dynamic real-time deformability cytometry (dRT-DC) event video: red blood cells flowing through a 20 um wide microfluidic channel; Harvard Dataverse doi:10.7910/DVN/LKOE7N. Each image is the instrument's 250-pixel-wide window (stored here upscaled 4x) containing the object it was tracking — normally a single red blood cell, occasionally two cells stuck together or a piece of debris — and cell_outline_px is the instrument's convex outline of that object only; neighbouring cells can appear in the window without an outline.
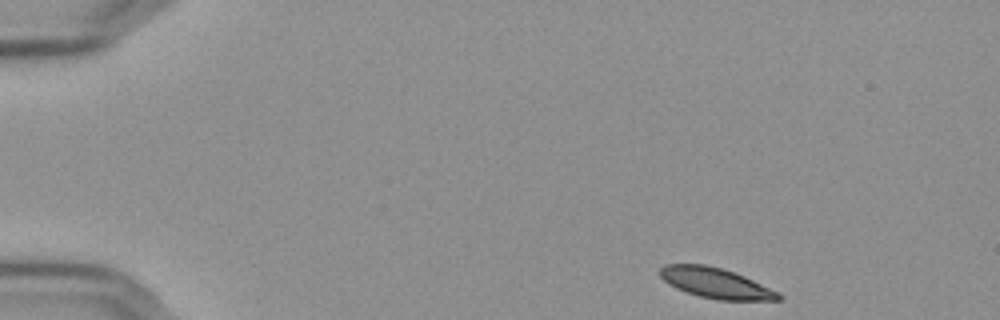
{"species": "Egyptian fruit bat (a non-hibernating species)", "species_latin": "Rousettus aegyptiacus", "temperature_condition": "cold", "stored_images_in_passage": 50, "camera_frame_rate_fps": 3000, "um_per_image_px": 0.085, "frame": {"image": 1, "passage_image": 1, "time_ms": 0.0, "image_size_px": [1000, 320], "cell_outline_px": [[784, 296], [780, 300], [716, 300], [684, 292], [668, 284], [660, 276], [660, 268], [664, 264], [704, 264], [720, 268], [744, 276], [780, 292]], "centroid_in_image_um": [60.84, 24.07], "position_along_channel_um": 24.2, "area_um2": 20.98}}
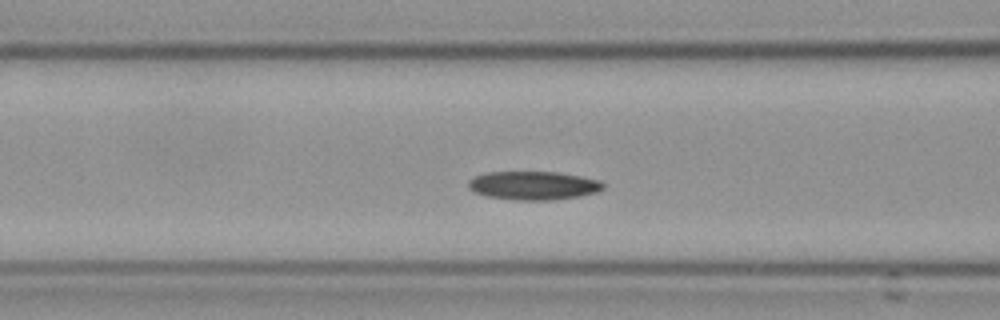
{"frame": {"image": 2, "passage_image": 17, "time_ms": 5.333, "image_size_px": [1000, 320], "cell_outline_px": [[604, 188], [596, 192], [580, 196], [552, 200], [516, 200], [488, 196], [472, 192], [468, 188], [468, 180], [472, 176], [488, 172], [556, 172], [580, 176], [600, 180], [604, 184]], "centroid_in_image_um": [45.3, 15.77], "position_along_channel_um": 121.3, "area_um2": 22.54}}
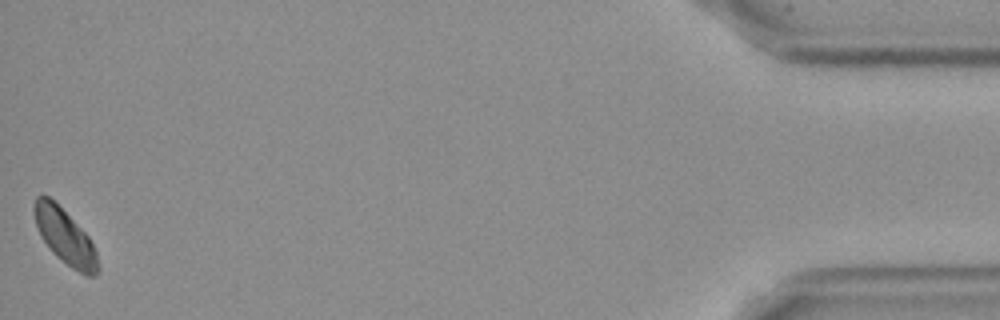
{"frame": {"image": 3, "passage_image": 50, "time_ms": 16.333, "image_size_px": [1000, 320], "cell_outline_px": [[100, 268], [96, 276], [84, 276], [72, 268], [56, 256], [52, 252], [40, 236], [36, 224], [32, 208], [36, 196], [48, 196], [88, 236], [96, 252]], "centroid_in_image_um": [5.52, 20.17], "position_along_channel_um": 429.7, "area_um2": 20.17}, "authors_computed_cell_mechanics": {"area_um2": 21.7906, "velocity_mm_per_s": 3.5831, "shape_relaxation_time_tau1_ms": 10.5028, "shape_relaxation_time_tau2_ms": null, "deformation_change_tau1": 0.1305, "deformation_change_tau2": null}}